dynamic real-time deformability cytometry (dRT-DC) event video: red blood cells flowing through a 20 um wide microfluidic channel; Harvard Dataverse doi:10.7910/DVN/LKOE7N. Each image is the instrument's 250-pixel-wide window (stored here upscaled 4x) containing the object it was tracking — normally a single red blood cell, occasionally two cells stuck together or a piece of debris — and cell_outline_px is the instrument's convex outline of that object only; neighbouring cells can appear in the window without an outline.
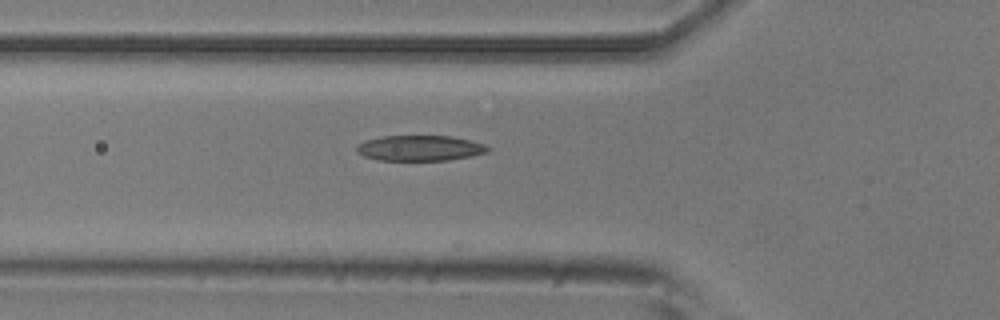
{"species": "common noctule bat (a hibernating species)", "species_latin": "Nyctalus noctula", "temperature_condition": "room temperature", "stored_images_in_passage": 2, "camera_frame_rate_fps": 3000, "um_per_image_px": 0.085, "animal": {"sex": "male", "body_mass_g": 20.5, "forearm_length_mm": 52.5}, "frame": {"image": 1, "passage_image": 2, "time_ms": 0.333, "image_size_px": [1000, 320], "cell_outline_px": [[492, 148], [488, 152], [472, 156], [448, 160], [380, 160], [364, 156], [356, 152], [356, 144], [364, 140], [380, 136], [452, 136], [484, 144]], "centroid_in_image_um": [35.67, 12.58], "position_along_channel_um": 90.1, "area_um2": 19.59}}